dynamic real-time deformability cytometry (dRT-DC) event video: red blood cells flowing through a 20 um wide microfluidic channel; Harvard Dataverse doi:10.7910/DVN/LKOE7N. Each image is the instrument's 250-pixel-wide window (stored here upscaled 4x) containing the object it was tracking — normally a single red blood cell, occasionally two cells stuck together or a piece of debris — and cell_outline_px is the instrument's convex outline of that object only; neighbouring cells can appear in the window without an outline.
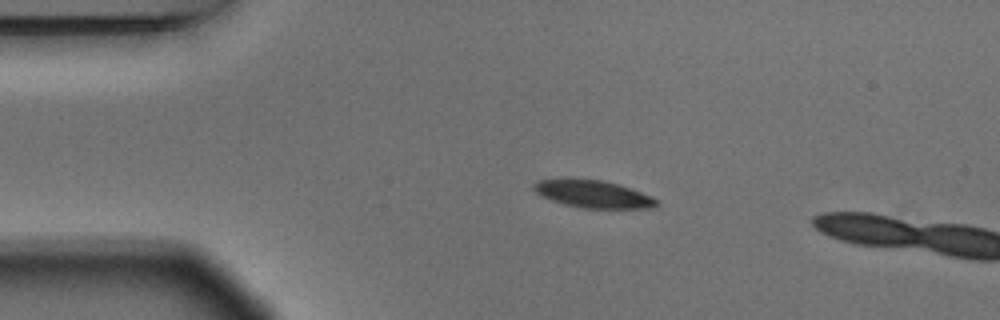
{"species": "Egyptian fruit bat (a non-hibernating species)", "species_latin": "Rousettus aegyptiacus", "temperature_condition": "warm", "stored_images_in_passage": 3, "camera_frame_rate_fps": 3000, "um_per_image_px": 0.085, "animal": {"sex": "male"}, "frame": {"image": 1, "passage_image": 2, "time_ms": 0.333, "image_size_px": [1000, 320], "cell_outline_px": [[660, 204], [652, 208], [580, 208], [564, 204], [552, 200], [536, 192], [532, 188], [532, 184], [540, 180], [568, 176], [600, 180], [620, 184], [652, 196], [660, 200]], "centroid_in_image_um": [50.41, 16.46], "position_along_channel_um": 34.6, "area_um2": 20.23}}